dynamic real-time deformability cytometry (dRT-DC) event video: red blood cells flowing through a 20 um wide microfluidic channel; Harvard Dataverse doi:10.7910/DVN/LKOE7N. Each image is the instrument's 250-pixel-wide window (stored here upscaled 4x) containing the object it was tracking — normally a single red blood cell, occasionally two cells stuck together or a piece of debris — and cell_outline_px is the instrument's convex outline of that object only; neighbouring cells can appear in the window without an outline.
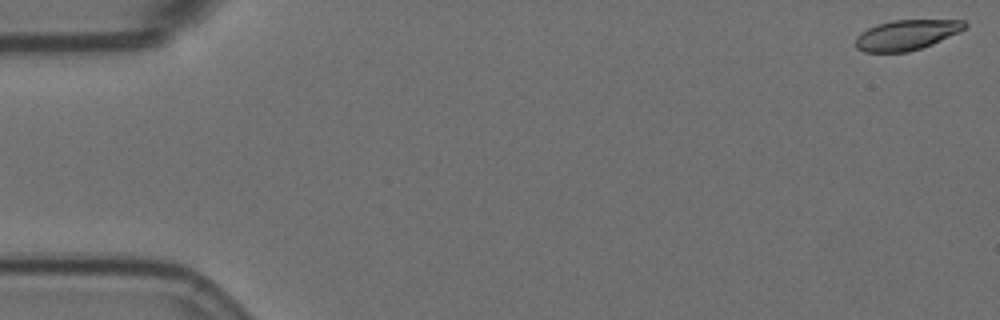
{"species": "Egyptian fruit bat (a non-hibernating species)", "species_latin": "Rousettus aegyptiacus", "temperature_condition": "room temperature", "stored_images_in_passage": 10, "camera_frame_rate_fps": 3000, "um_per_image_px": 0.085, "animal": {"sex": "female"}, "frame": {"image": 1, "passage_image": 1, "time_ms": 0.0, "image_size_px": [1000, 320], "cell_outline_px": [[968, 28], [960, 32], [932, 44], [908, 52], [864, 52], [856, 48], [856, 36], [860, 32], [868, 28], [892, 20], [964, 20], [968, 24]], "centroid_in_image_um": [77.08, 2.97], "position_along_channel_um": 7.9, "area_um2": 19.25}}
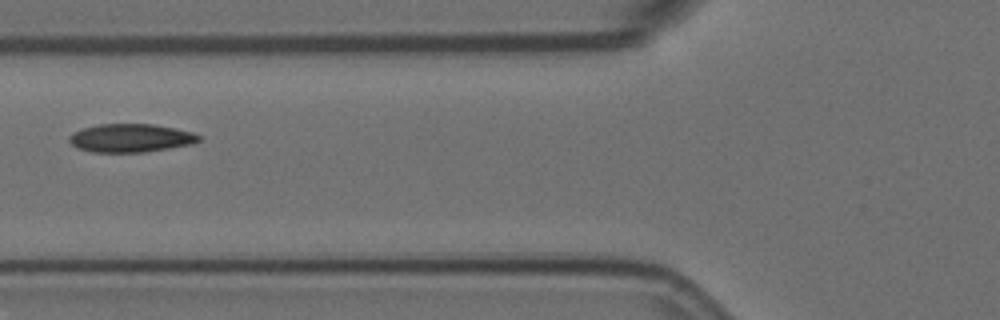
{"frame": {"image": 2, "passage_image": 7, "time_ms": 2.0, "image_size_px": [1000, 320], "cell_outline_px": [[200, 140], [192, 144], [144, 152], [92, 152], [76, 148], [68, 140], [68, 136], [72, 132], [84, 128], [100, 124], [152, 124], [176, 128], [192, 132], [200, 136]], "centroid_in_image_um": [11.08, 11.73], "position_along_channel_um": 114.7, "area_um2": 21.39}}
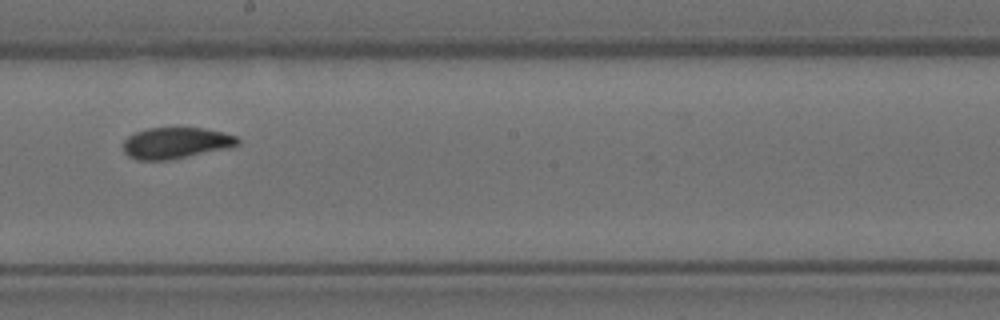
{"frame": {"image": 3, "passage_image": 10, "time_ms": 3.0, "image_size_px": [1000, 320], "cell_outline_px": [[240, 144], [228, 148], [168, 160], [136, 160], [128, 156], [124, 152], [124, 140], [128, 136], [136, 132], [148, 128], [204, 128], [224, 132], [236, 136], [240, 140]], "centroid_in_image_um": [14.95, 12.15], "position_along_channel_um": 233.2, "area_um2": 20.81}}